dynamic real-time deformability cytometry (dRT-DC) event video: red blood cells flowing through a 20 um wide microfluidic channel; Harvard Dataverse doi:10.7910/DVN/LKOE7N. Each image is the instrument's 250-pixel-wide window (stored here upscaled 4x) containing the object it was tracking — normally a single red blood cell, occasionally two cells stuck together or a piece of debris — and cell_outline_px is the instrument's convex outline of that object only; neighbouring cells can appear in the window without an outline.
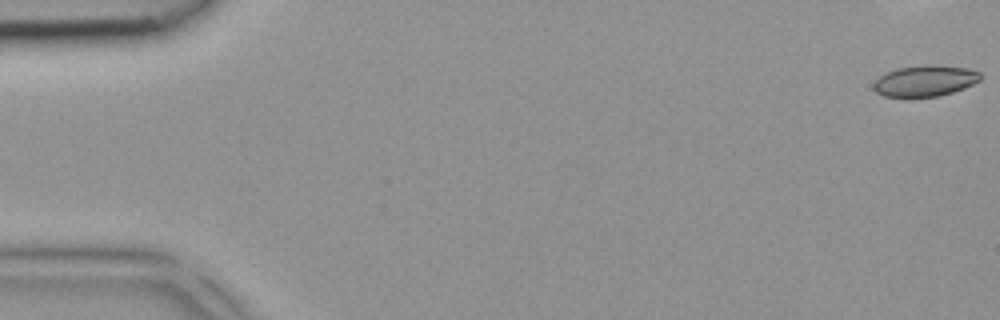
{"species": "common noctule bat (a hibernating species)", "species_latin": "Nyctalus noctula", "temperature_condition": "room temperature", "stored_images_in_passage": 3, "camera_frame_rate_fps": 3000, "um_per_image_px": 0.085, "animal": {"sex": "female", "body_mass_g": 18.4}, "frame": {"image": 1, "passage_image": 1, "time_ms": 0.0, "image_size_px": [1000, 320], "cell_outline_px": [[980, 80], [964, 88], [952, 92], [936, 96], [884, 96], [876, 92], [872, 88], [872, 84], [880, 76], [896, 68], [968, 68], [980, 72]], "centroid_in_image_um": [78.58, 6.92], "position_along_channel_um": 6.4, "area_um2": 18.09}}